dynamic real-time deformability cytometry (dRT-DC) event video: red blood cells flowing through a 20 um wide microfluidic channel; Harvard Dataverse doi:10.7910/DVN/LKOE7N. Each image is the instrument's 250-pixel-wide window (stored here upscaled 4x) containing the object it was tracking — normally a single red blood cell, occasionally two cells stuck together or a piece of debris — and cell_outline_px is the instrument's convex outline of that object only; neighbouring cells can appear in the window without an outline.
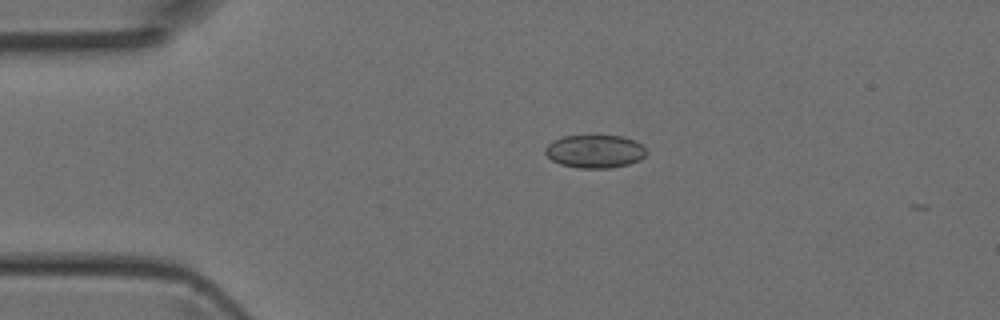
{"species": "Egyptian fruit bat (a non-hibernating species)", "species_latin": "Rousettus aegyptiacus", "temperature_condition": "room temperature", "stored_images_in_passage": 3, "camera_frame_rate_fps": 3000, "um_per_image_px": 0.085, "animal": {"sex": "female"}, "frame": {"image": 1, "passage_image": 2, "time_ms": 0.333, "image_size_px": [1000, 320], "cell_outline_px": [[648, 152], [640, 160], [628, 164], [608, 168], [580, 168], [560, 164], [552, 160], [544, 152], [544, 148], [552, 140], [564, 136], [620, 136], [632, 140], [640, 144]], "centroid_in_image_um": [50.53, 12.87], "position_along_channel_um": 34.5, "area_um2": 19.36}}